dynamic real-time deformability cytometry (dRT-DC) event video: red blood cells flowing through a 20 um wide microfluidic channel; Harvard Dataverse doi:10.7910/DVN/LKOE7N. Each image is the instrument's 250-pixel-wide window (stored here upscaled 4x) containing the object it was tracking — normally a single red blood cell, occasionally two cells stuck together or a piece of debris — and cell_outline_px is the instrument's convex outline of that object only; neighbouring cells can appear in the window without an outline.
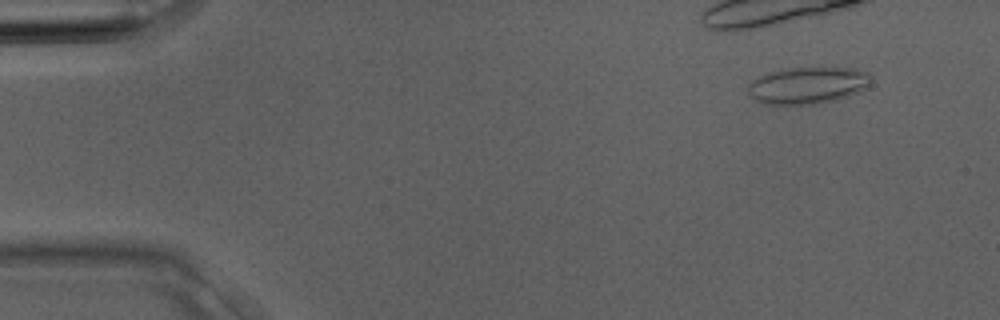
{"species": "Egyptian fruit bat (a non-hibernating species)", "species_latin": "Rousettus aegyptiacus", "temperature_condition": "room temperature", "stored_images_in_passage": 3, "camera_frame_rate_fps": 3000, "um_per_image_px": 0.085, "animal": {"sex": "male"}, "frame": {"image": 1, "passage_image": 1, "time_ms": 0.0, "image_size_px": [1000, 320], "cell_outline_px": [[872, 76], [868, 84], [864, 88], [848, 96], [836, 100], [820, 104], [760, 104], [748, 92], [748, 84], [752, 80], [768, 72], [788, 68], [856, 68], [868, 72]], "centroid_in_image_um": [68.64, 7.26], "position_along_channel_um": 16.4, "area_um2": 26.41}}